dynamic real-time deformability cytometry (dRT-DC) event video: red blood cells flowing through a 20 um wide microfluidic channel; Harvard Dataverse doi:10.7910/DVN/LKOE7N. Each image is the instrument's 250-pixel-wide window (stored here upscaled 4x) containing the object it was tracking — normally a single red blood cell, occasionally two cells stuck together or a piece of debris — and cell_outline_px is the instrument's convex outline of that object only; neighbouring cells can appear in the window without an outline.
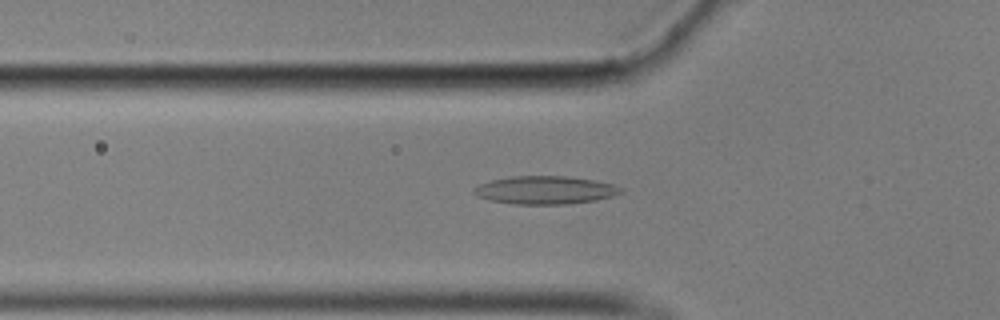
{"species": "common noctule bat (a hibernating species)", "species_latin": "Nyctalus noctula", "temperature_condition": "cold", "stored_images_in_passage": 56, "camera_frame_rate_fps": 3000, "um_per_image_px": 0.085, "animal": {"sex": "male", "body_mass_g": 17.9}, "frame": {"image": 1, "passage_image": 19, "time_ms": 6.0, "image_size_px": [1000, 320], "cell_outline_px": [[624, 192], [612, 196], [596, 200], [568, 204], [512, 204], [488, 200], [476, 196], [472, 192], [472, 188], [480, 184], [492, 180], [508, 176], [568, 176], [592, 180], [612, 184], [620, 188]], "centroid_in_image_um": [46.28, 16.16], "position_along_channel_um": 79.5, "area_um2": 24.1}}
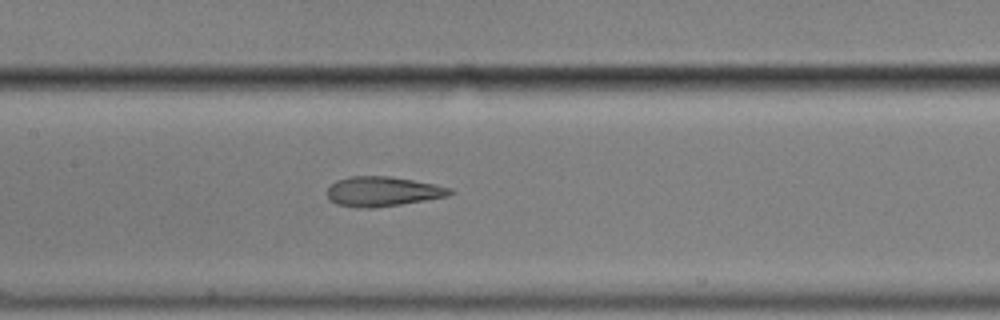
{"frame": {"image": 2, "passage_image": 27, "time_ms": 8.667, "image_size_px": [1000, 320], "cell_outline_px": [[456, 192], [448, 196], [400, 204], [372, 208], [360, 208], [336, 204], [328, 200], [328, 188], [336, 180], [352, 176], [392, 176], [452, 188]], "centroid_in_image_um": [32.52, 16.27], "position_along_channel_um": 174.9, "area_um2": 21.21}}
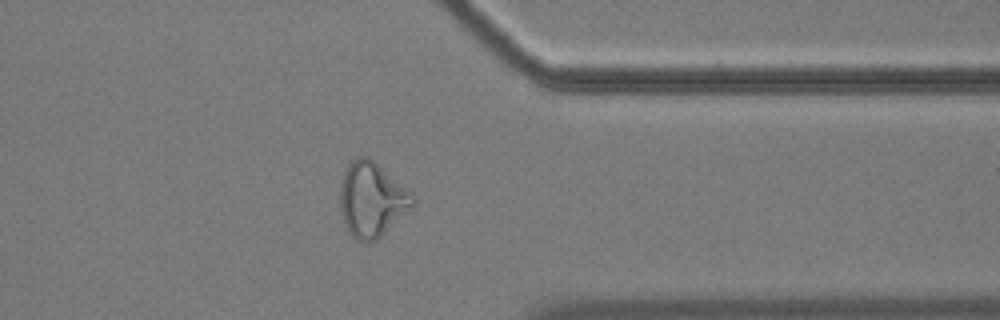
{"frame": {"image": 3, "passage_image": 45, "time_ms": 14.667, "image_size_px": [1000, 320], "cell_outline_px": [[416, 204], [376, 240], [368, 244], [364, 244], [356, 240], [348, 232], [340, 212], [340, 184], [344, 168], [356, 156], [368, 156], [412, 192], [416, 196]], "centroid_in_image_um": [31.59, 16.97], "position_along_channel_um": 379.8, "area_um2": 32.08}, "authors_computed_cell_mechanics": {"area_um2": 22.5998, "velocity_mm_per_s": 3.5334, "shape_relaxation_time_tau1_ms": null, "shape_relaxation_time_tau2_ms": 1.4381, "deformation_change_tau1": null, "deformation_change_tau2": 0.1002}}